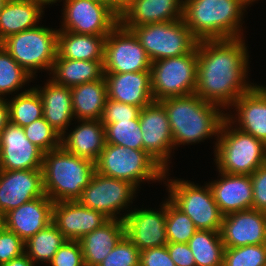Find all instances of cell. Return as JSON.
Returning a JSON list of instances; mask_svg holds the SVG:
<instances>
[{"label":"cell","instance_id":"4316f807","mask_svg":"<svg viewBox=\"0 0 266 266\" xmlns=\"http://www.w3.org/2000/svg\"><path fill=\"white\" fill-rule=\"evenodd\" d=\"M125 236L123 220L110 219L79 240L85 266H98Z\"/></svg>","mask_w":266,"mask_h":266},{"label":"cell","instance_id":"7dc6e473","mask_svg":"<svg viewBox=\"0 0 266 266\" xmlns=\"http://www.w3.org/2000/svg\"><path fill=\"white\" fill-rule=\"evenodd\" d=\"M9 122L8 105L6 98H0V132Z\"/></svg>","mask_w":266,"mask_h":266},{"label":"cell","instance_id":"52a82bcc","mask_svg":"<svg viewBox=\"0 0 266 266\" xmlns=\"http://www.w3.org/2000/svg\"><path fill=\"white\" fill-rule=\"evenodd\" d=\"M165 171L163 184L168 199L183 213L187 214L197 230L220 231L223 214L217 206L208 182L204 186L182 178L169 177Z\"/></svg>","mask_w":266,"mask_h":266},{"label":"cell","instance_id":"277c9868","mask_svg":"<svg viewBox=\"0 0 266 266\" xmlns=\"http://www.w3.org/2000/svg\"><path fill=\"white\" fill-rule=\"evenodd\" d=\"M41 170L44 193L54 203L77 201L95 172V162L61 146L43 154Z\"/></svg>","mask_w":266,"mask_h":266},{"label":"cell","instance_id":"83f0119b","mask_svg":"<svg viewBox=\"0 0 266 266\" xmlns=\"http://www.w3.org/2000/svg\"><path fill=\"white\" fill-rule=\"evenodd\" d=\"M44 10L34 2L9 0L0 12V43L10 35L37 27Z\"/></svg>","mask_w":266,"mask_h":266},{"label":"cell","instance_id":"ee69618b","mask_svg":"<svg viewBox=\"0 0 266 266\" xmlns=\"http://www.w3.org/2000/svg\"><path fill=\"white\" fill-rule=\"evenodd\" d=\"M250 177L253 188L252 208L266 212V164L255 170Z\"/></svg>","mask_w":266,"mask_h":266},{"label":"cell","instance_id":"5b68a950","mask_svg":"<svg viewBox=\"0 0 266 266\" xmlns=\"http://www.w3.org/2000/svg\"><path fill=\"white\" fill-rule=\"evenodd\" d=\"M216 171L251 175L266 164V144L233 126L226 118L213 148Z\"/></svg>","mask_w":266,"mask_h":266},{"label":"cell","instance_id":"2e32d148","mask_svg":"<svg viewBox=\"0 0 266 266\" xmlns=\"http://www.w3.org/2000/svg\"><path fill=\"white\" fill-rule=\"evenodd\" d=\"M43 154L27 139L23 127L9 121L0 132V170L41 169Z\"/></svg>","mask_w":266,"mask_h":266},{"label":"cell","instance_id":"1f68e13d","mask_svg":"<svg viewBox=\"0 0 266 266\" xmlns=\"http://www.w3.org/2000/svg\"><path fill=\"white\" fill-rule=\"evenodd\" d=\"M187 244L196 266H223L225 246L220 231L197 230Z\"/></svg>","mask_w":266,"mask_h":266},{"label":"cell","instance_id":"8d00e7d4","mask_svg":"<svg viewBox=\"0 0 266 266\" xmlns=\"http://www.w3.org/2000/svg\"><path fill=\"white\" fill-rule=\"evenodd\" d=\"M196 231L192 219L166 197V238L168 243H188Z\"/></svg>","mask_w":266,"mask_h":266},{"label":"cell","instance_id":"4fadbf2b","mask_svg":"<svg viewBox=\"0 0 266 266\" xmlns=\"http://www.w3.org/2000/svg\"><path fill=\"white\" fill-rule=\"evenodd\" d=\"M151 61L135 34L118 24L106 37L104 73L150 71Z\"/></svg>","mask_w":266,"mask_h":266},{"label":"cell","instance_id":"8992f818","mask_svg":"<svg viewBox=\"0 0 266 266\" xmlns=\"http://www.w3.org/2000/svg\"><path fill=\"white\" fill-rule=\"evenodd\" d=\"M95 171L103 176L128 181L141 189L145 181L148 184H162L166 170L144 150L105 143L95 161Z\"/></svg>","mask_w":266,"mask_h":266},{"label":"cell","instance_id":"e0dca14e","mask_svg":"<svg viewBox=\"0 0 266 266\" xmlns=\"http://www.w3.org/2000/svg\"><path fill=\"white\" fill-rule=\"evenodd\" d=\"M228 111L225 118L233 126L266 144V85L256 83L239 96Z\"/></svg>","mask_w":266,"mask_h":266},{"label":"cell","instance_id":"30bf717a","mask_svg":"<svg viewBox=\"0 0 266 266\" xmlns=\"http://www.w3.org/2000/svg\"><path fill=\"white\" fill-rule=\"evenodd\" d=\"M131 31L151 62L188 54L198 43L183 19L135 26Z\"/></svg>","mask_w":266,"mask_h":266},{"label":"cell","instance_id":"c3c4849f","mask_svg":"<svg viewBox=\"0 0 266 266\" xmlns=\"http://www.w3.org/2000/svg\"><path fill=\"white\" fill-rule=\"evenodd\" d=\"M0 266H38L25 253Z\"/></svg>","mask_w":266,"mask_h":266},{"label":"cell","instance_id":"f6af8a7d","mask_svg":"<svg viewBox=\"0 0 266 266\" xmlns=\"http://www.w3.org/2000/svg\"><path fill=\"white\" fill-rule=\"evenodd\" d=\"M139 266H176L166 245L141 251Z\"/></svg>","mask_w":266,"mask_h":266},{"label":"cell","instance_id":"681fc988","mask_svg":"<svg viewBox=\"0 0 266 266\" xmlns=\"http://www.w3.org/2000/svg\"><path fill=\"white\" fill-rule=\"evenodd\" d=\"M132 0H110V7L119 15Z\"/></svg>","mask_w":266,"mask_h":266},{"label":"cell","instance_id":"9a60e30c","mask_svg":"<svg viewBox=\"0 0 266 266\" xmlns=\"http://www.w3.org/2000/svg\"><path fill=\"white\" fill-rule=\"evenodd\" d=\"M160 208H133L124 218L125 236L140 250L168 244L166 238V198Z\"/></svg>","mask_w":266,"mask_h":266},{"label":"cell","instance_id":"d590c367","mask_svg":"<svg viewBox=\"0 0 266 266\" xmlns=\"http://www.w3.org/2000/svg\"><path fill=\"white\" fill-rule=\"evenodd\" d=\"M102 124L105 128L106 143L143 150L142 131L138 117L133 120H118L115 123Z\"/></svg>","mask_w":266,"mask_h":266},{"label":"cell","instance_id":"4dcf8cb0","mask_svg":"<svg viewBox=\"0 0 266 266\" xmlns=\"http://www.w3.org/2000/svg\"><path fill=\"white\" fill-rule=\"evenodd\" d=\"M49 77L57 84L74 87L104 78L103 60H69L58 55Z\"/></svg>","mask_w":266,"mask_h":266},{"label":"cell","instance_id":"f1b7e54d","mask_svg":"<svg viewBox=\"0 0 266 266\" xmlns=\"http://www.w3.org/2000/svg\"><path fill=\"white\" fill-rule=\"evenodd\" d=\"M76 120H100L108 98L105 78L71 87Z\"/></svg>","mask_w":266,"mask_h":266},{"label":"cell","instance_id":"ba28073f","mask_svg":"<svg viewBox=\"0 0 266 266\" xmlns=\"http://www.w3.org/2000/svg\"><path fill=\"white\" fill-rule=\"evenodd\" d=\"M57 37V28L40 24L10 35L0 44L35 79L40 71L51 73L57 56Z\"/></svg>","mask_w":266,"mask_h":266},{"label":"cell","instance_id":"7a4b0ae2","mask_svg":"<svg viewBox=\"0 0 266 266\" xmlns=\"http://www.w3.org/2000/svg\"><path fill=\"white\" fill-rule=\"evenodd\" d=\"M167 112L174 148L214 138L216 146L225 111L195 93L159 101ZM214 136V137H213Z\"/></svg>","mask_w":266,"mask_h":266},{"label":"cell","instance_id":"f907efd6","mask_svg":"<svg viewBox=\"0 0 266 266\" xmlns=\"http://www.w3.org/2000/svg\"><path fill=\"white\" fill-rule=\"evenodd\" d=\"M25 1H29V2H34L37 3L39 5H41L43 8H47L46 6L48 5H56L57 2L60 3V0H25Z\"/></svg>","mask_w":266,"mask_h":266},{"label":"cell","instance_id":"db71d44e","mask_svg":"<svg viewBox=\"0 0 266 266\" xmlns=\"http://www.w3.org/2000/svg\"><path fill=\"white\" fill-rule=\"evenodd\" d=\"M4 226L3 215L0 213V229Z\"/></svg>","mask_w":266,"mask_h":266},{"label":"cell","instance_id":"9c48e42d","mask_svg":"<svg viewBox=\"0 0 266 266\" xmlns=\"http://www.w3.org/2000/svg\"><path fill=\"white\" fill-rule=\"evenodd\" d=\"M197 64V46L188 54L152 62L150 72L154 101L193 94L197 84Z\"/></svg>","mask_w":266,"mask_h":266},{"label":"cell","instance_id":"6da1fadb","mask_svg":"<svg viewBox=\"0 0 266 266\" xmlns=\"http://www.w3.org/2000/svg\"><path fill=\"white\" fill-rule=\"evenodd\" d=\"M245 42V37H240L197 43V84L194 93L226 112L239 96L256 84L249 81L250 52Z\"/></svg>","mask_w":266,"mask_h":266},{"label":"cell","instance_id":"836d02e7","mask_svg":"<svg viewBox=\"0 0 266 266\" xmlns=\"http://www.w3.org/2000/svg\"><path fill=\"white\" fill-rule=\"evenodd\" d=\"M9 121L25 127L43 117V102L38 91L32 86L25 92L7 98Z\"/></svg>","mask_w":266,"mask_h":266},{"label":"cell","instance_id":"7402d4cb","mask_svg":"<svg viewBox=\"0 0 266 266\" xmlns=\"http://www.w3.org/2000/svg\"><path fill=\"white\" fill-rule=\"evenodd\" d=\"M53 204L46 194L23 203L3 216L4 226L26 242L52 223Z\"/></svg>","mask_w":266,"mask_h":266},{"label":"cell","instance_id":"ffe728a7","mask_svg":"<svg viewBox=\"0 0 266 266\" xmlns=\"http://www.w3.org/2000/svg\"><path fill=\"white\" fill-rule=\"evenodd\" d=\"M109 220L104 213L83 206L78 201L55 202L52 208V223L67 240L79 241Z\"/></svg>","mask_w":266,"mask_h":266},{"label":"cell","instance_id":"44dd1931","mask_svg":"<svg viewBox=\"0 0 266 266\" xmlns=\"http://www.w3.org/2000/svg\"><path fill=\"white\" fill-rule=\"evenodd\" d=\"M184 0H132L119 14V24L128 30L150 23L183 19Z\"/></svg>","mask_w":266,"mask_h":266},{"label":"cell","instance_id":"603a6c76","mask_svg":"<svg viewBox=\"0 0 266 266\" xmlns=\"http://www.w3.org/2000/svg\"><path fill=\"white\" fill-rule=\"evenodd\" d=\"M217 172V179L209 181L208 184L221 213L225 216L251 209L253 188L250 175Z\"/></svg>","mask_w":266,"mask_h":266},{"label":"cell","instance_id":"f546056e","mask_svg":"<svg viewBox=\"0 0 266 266\" xmlns=\"http://www.w3.org/2000/svg\"><path fill=\"white\" fill-rule=\"evenodd\" d=\"M106 37L58 29L57 55L69 60H103Z\"/></svg>","mask_w":266,"mask_h":266},{"label":"cell","instance_id":"816d5d0a","mask_svg":"<svg viewBox=\"0 0 266 266\" xmlns=\"http://www.w3.org/2000/svg\"><path fill=\"white\" fill-rule=\"evenodd\" d=\"M9 0H0V12L3 10V7L6 5V3L8 2Z\"/></svg>","mask_w":266,"mask_h":266},{"label":"cell","instance_id":"60d3db41","mask_svg":"<svg viewBox=\"0 0 266 266\" xmlns=\"http://www.w3.org/2000/svg\"><path fill=\"white\" fill-rule=\"evenodd\" d=\"M25 253V242L14 232L3 226L0 229V265Z\"/></svg>","mask_w":266,"mask_h":266},{"label":"cell","instance_id":"f35d334b","mask_svg":"<svg viewBox=\"0 0 266 266\" xmlns=\"http://www.w3.org/2000/svg\"><path fill=\"white\" fill-rule=\"evenodd\" d=\"M23 130L27 139L44 153L61 147V136L43 117L23 127Z\"/></svg>","mask_w":266,"mask_h":266},{"label":"cell","instance_id":"8fae6325","mask_svg":"<svg viewBox=\"0 0 266 266\" xmlns=\"http://www.w3.org/2000/svg\"><path fill=\"white\" fill-rule=\"evenodd\" d=\"M138 191L140 189L128 181L103 176L95 171L77 201L83 206L104 213L110 219L124 220L133 208L132 204Z\"/></svg>","mask_w":266,"mask_h":266},{"label":"cell","instance_id":"ab89813d","mask_svg":"<svg viewBox=\"0 0 266 266\" xmlns=\"http://www.w3.org/2000/svg\"><path fill=\"white\" fill-rule=\"evenodd\" d=\"M141 251L124 236L98 266H139Z\"/></svg>","mask_w":266,"mask_h":266},{"label":"cell","instance_id":"bcb514c9","mask_svg":"<svg viewBox=\"0 0 266 266\" xmlns=\"http://www.w3.org/2000/svg\"><path fill=\"white\" fill-rule=\"evenodd\" d=\"M166 247L176 266H196L195 258L187 243H168Z\"/></svg>","mask_w":266,"mask_h":266},{"label":"cell","instance_id":"f5cc1de1","mask_svg":"<svg viewBox=\"0 0 266 266\" xmlns=\"http://www.w3.org/2000/svg\"><path fill=\"white\" fill-rule=\"evenodd\" d=\"M94 1L106 4V5H108L110 7V0H94Z\"/></svg>","mask_w":266,"mask_h":266},{"label":"cell","instance_id":"e575fe53","mask_svg":"<svg viewBox=\"0 0 266 266\" xmlns=\"http://www.w3.org/2000/svg\"><path fill=\"white\" fill-rule=\"evenodd\" d=\"M33 79L0 44V98L7 99V95L10 98V95L19 94V90L21 93L29 90L31 87L28 89L24 87L33 82Z\"/></svg>","mask_w":266,"mask_h":266},{"label":"cell","instance_id":"484cf974","mask_svg":"<svg viewBox=\"0 0 266 266\" xmlns=\"http://www.w3.org/2000/svg\"><path fill=\"white\" fill-rule=\"evenodd\" d=\"M74 123L77 125L61 136V146L69 153L95 162L106 143L104 125L101 120H77Z\"/></svg>","mask_w":266,"mask_h":266},{"label":"cell","instance_id":"7c38bea8","mask_svg":"<svg viewBox=\"0 0 266 266\" xmlns=\"http://www.w3.org/2000/svg\"><path fill=\"white\" fill-rule=\"evenodd\" d=\"M62 7L61 31L107 36L119 24L111 7L94 0H63Z\"/></svg>","mask_w":266,"mask_h":266},{"label":"cell","instance_id":"b9f144b4","mask_svg":"<svg viewBox=\"0 0 266 266\" xmlns=\"http://www.w3.org/2000/svg\"><path fill=\"white\" fill-rule=\"evenodd\" d=\"M49 266H85L79 241L67 240L48 263Z\"/></svg>","mask_w":266,"mask_h":266},{"label":"cell","instance_id":"3957f363","mask_svg":"<svg viewBox=\"0 0 266 266\" xmlns=\"http://www.w3.org/2000/svg\"><path fill=\"white\" fill-rule=\"evenodd\" d=\"M253 0H184L183 21L198 40L240 38Z\"/></svg>","mask_w":266,"mask_h":266},{"label":"cell","instance_id":"7bdbcfd3","mask_svg":"<svg viewBox=\"0 0 266 266\" xmlns=\"http://www.w3.org/2000/svg\"><path fill=\"white\" fill-rule=\"evenodd\" d=\"M139 113V107L107 98L100 120L102 123H115L118 120H133L139 116Z\"/></svg>","mask_w":266,"mask_h":266},{"label":"cell","instance_id":"ac0fdd59","mask_svg":"<svg viewBox=\"0 0 266 266\" xmlns=\"http://www.w3.org/2000/svg\"><path fill=\"white\" fill-rule=\"evenodd\" d=\"M220 235L225 248L266 244V212L247 209L223 216Z\"/></svg>","mask_w":266,"mask_h":266},{"label":"cell","instance_id":"cb8c5ba5","mask_svg":"<svg viewBox=\"0 0 266 266\" xmlns=\"http://www.w3.org/2000/svg\"><path fill=\"white\" fill-rule=\"evenodd\" d=\"M108 99L139 107L154 101L151 91V72L104 73Z\"/></svg>","mask_w":266,"mask_h":266},{"label":"cell","instance_id":"5bb4252c","mask_svg":"<svg viewBox=\"0 0 266 266\" xmlns=\"http://www.w3.org/2000/svg\"><path fill=\"white\" fill-rule=\"evenodd\" d=\"M138 118L142 131L143 150L166 171L170 170L175 148L164 106L159 101H153L140 109Z\"/></svg>","mask_w":266,"mask_h":266},{"label":"cell","instance_id":"d6986e66","mask_svg":"<svg viewBox=\"0 0 266 266\" xmlns=\"http://www.w3.org/2000/svg\"><path fill=\"white\" fill-rule=\"evenodd\" d=\"M44 195L41 169L0 170V213L3 216L23 203Z\"/></svg>","mask_w":266,"mask_h":266},{"label":"cell","instance_id":"74e56055","mask_svg":"<svg viewBox=\"0 0 266 266\" xmlns=\"http://www.w3.org/2000/svg\"><path fill=\"white\" fill-rule=\"evenodd\" d=\"M223 266H266V244L225 248Z\"/></svg>","mask_w":266,"mask_h":266},{"label":"cell","instance_id":"d4e9b609","mask_svg":"<svg viewBox=\"0 0 266 266\" xmlns=\"http://www.w3.org/2000/svg\"><path fill=\"white\" fill-rule=\"evenodd\" d=\"M43 102V118L62 136L75 121L71 88L57 84L50 77L44 86H33ZM72 123V124H71Z\"/></svg>","mask_w":266,"mask_h":266},{"label":"cell","instance_id":"d6a6232c","mask_svg":"<svg viewBox=\"0 0 266 266\" xmlns=\"http://www.w3.org/2000/svg\"><path fill=\"white\" fill-rule=\"evenodd\" d=\"M66 241L59 229L50 223L25 242V254L36 265L45 264L46 266Z\"/></svg>","mask_w":266,"mask_h":266}]
</instances>
